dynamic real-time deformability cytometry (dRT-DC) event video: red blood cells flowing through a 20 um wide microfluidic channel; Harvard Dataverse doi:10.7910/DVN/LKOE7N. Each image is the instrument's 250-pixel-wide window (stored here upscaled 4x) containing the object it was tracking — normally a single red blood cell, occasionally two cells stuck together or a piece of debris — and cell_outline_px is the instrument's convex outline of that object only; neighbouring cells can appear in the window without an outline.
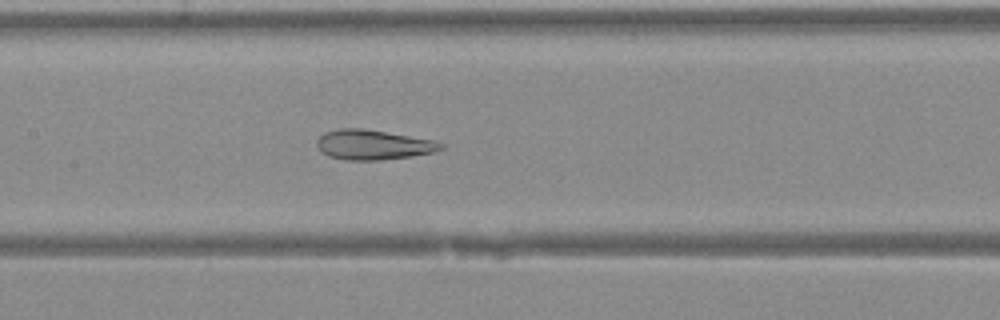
{"species": "Egyptian fruit bat (a non-hibernating species)", "species_latin": "Rousettus aegyptiacus", "temperature_condition": "warm", "stored_images_in_passage": 31, "camera_frame_rate_fps": 3000, "um_per_image_px": 0.085, "animal": {"sex": "female"}, "frame": {"image": 1, "passage_image": 10, "time_ms": 3.0, "image_size_px": [1000, 320], "cell_outline_px": [[444, 148], [432, 152], [408, 156], [380, 160], [344, 160], [328, 156], [320, 152], [316, 144], [316, 140], [324, 132], [340, 128], [360, 128], [432, 140], [444, 144]], "centroid_in_image_um": [31.63, 12.31], "position_along_channel_um": 175.8, "area_um2": 21.33}}
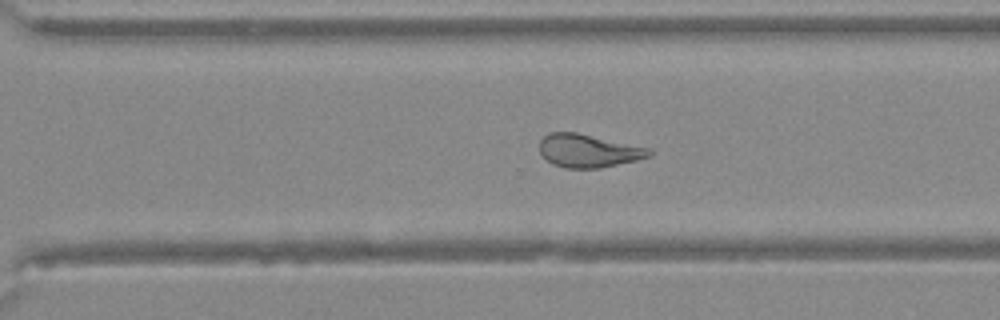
{"frame": {"image": 2, "passage_image": 19, "time_ms": 6.0, "image_size_px": [1000, 320], "cell_outline_px": [[652, 156], [636, 160], [600, 168], [564, 168], [552, 164], [540, 152], [540, 140], [548, 132], [576, 132], [652, 148]], "centroid_in_image_um": [50.04, 12.81], "position_along_channel_um": 320.6, "area_um2": 21.27}}
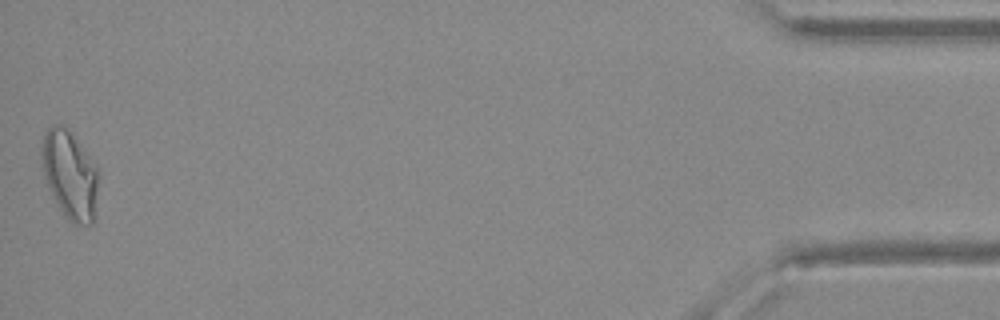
{"frame": {"image": 3, "passage_image": 31, "time_ms": 10.0, "image_size_px": [1000, 320], "cell_outline_px": [[96, 188], [92, 224], [76, 224], [68, 220], [64, 216], [44, 176], [40, 156], [40, 152], [44, 136], [48, 128], [52, 124], [64, 124], [88, 156], [96, 168]], "centroid_in_image_um": [5.87, 14.82], "position_along_channel_um": 429.3, "area_um2": 28.09}}